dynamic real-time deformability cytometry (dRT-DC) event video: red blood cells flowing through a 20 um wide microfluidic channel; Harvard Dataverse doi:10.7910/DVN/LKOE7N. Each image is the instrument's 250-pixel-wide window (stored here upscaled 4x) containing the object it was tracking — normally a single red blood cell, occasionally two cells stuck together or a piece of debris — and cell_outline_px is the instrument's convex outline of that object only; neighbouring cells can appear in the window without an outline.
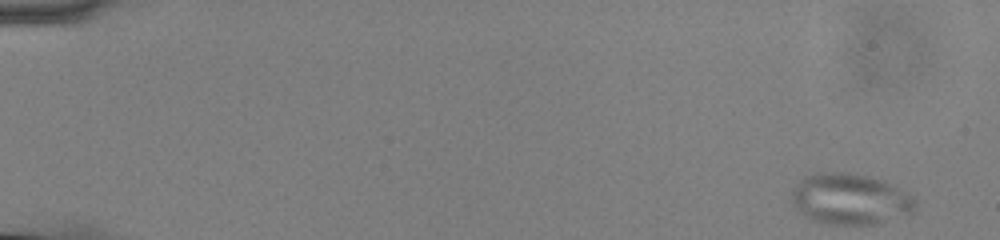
{"species": "common noctule bat (a hibernating species)", "species_latin": "Nyctalus noctula", "temperature_condition": "cold", "stored_images_in_passage": 54, "camera_frame_rate_fps": 3000, "um_per_image_px": 0.085, "animal": {"sex": "male", "body_mass_g": 13.0, "forearm_length_mm": 53.1}, "frame": {"image": 1, "passage_image": 1, "time_ms": 0.0, "image_size_px": [1000, 240], "cell_outline_px": [[916, 204], [912, 212], [908, 216], [876, 224], [828, 224], [812, 220], [804, 216], [792, 204], [792, 192], [796, 184], [804, 176], [820, 172], [848, 172], [880, 180], [908, 192], [916, 200]], "centroid_in_image_um": [72.26, 16.93], "position_along_channel_um": 12.7, "area_um2": 36.82}}
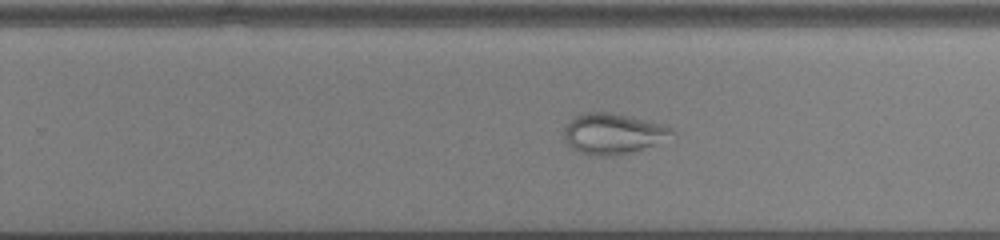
{"frame": {"image": 2, "passage_image": 35, "time_ms": 11.333, "image_size_px": [1000, 240], "cell_outline_px": [[676, 136], [632, 152], [608, 156], [596, 156], [580, 152], [572, 148], [564, 140], [564, 128], [580, 112], [608, 112], [644, 120], [660, 124], [672, 128], [676, 132]], "centroid_in_image_um": [52.1, 11.37], "position_along_channel_um": 277.7, "area_um2": 25.32}}
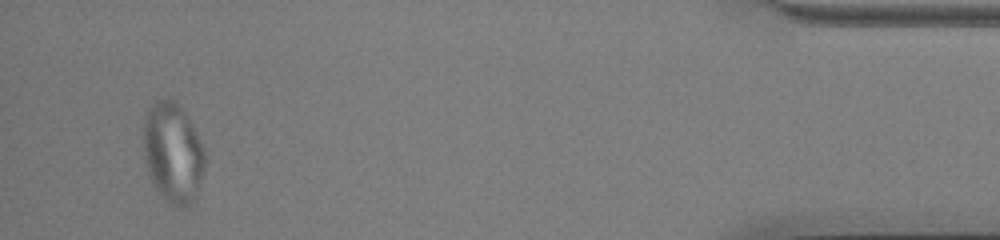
{"frame": {"image": 3, "passage_image": 52, "time_ms": 17.0, "image_size_px": [1000, 240], "cell_outline_px": [[204, 168], [196, 196], [192, 204], [172, 204], [164, 200], [156, 188], [148, 172], [144, 156], [144, 116], [148, 108], [156, 100], [172, 100], [184, 112], [192, 124], [204, 148]], "centroid_in_image_um": [14.69, 12.97], "position_along_channel_um": 420.5, "area_um2": 35.2}}